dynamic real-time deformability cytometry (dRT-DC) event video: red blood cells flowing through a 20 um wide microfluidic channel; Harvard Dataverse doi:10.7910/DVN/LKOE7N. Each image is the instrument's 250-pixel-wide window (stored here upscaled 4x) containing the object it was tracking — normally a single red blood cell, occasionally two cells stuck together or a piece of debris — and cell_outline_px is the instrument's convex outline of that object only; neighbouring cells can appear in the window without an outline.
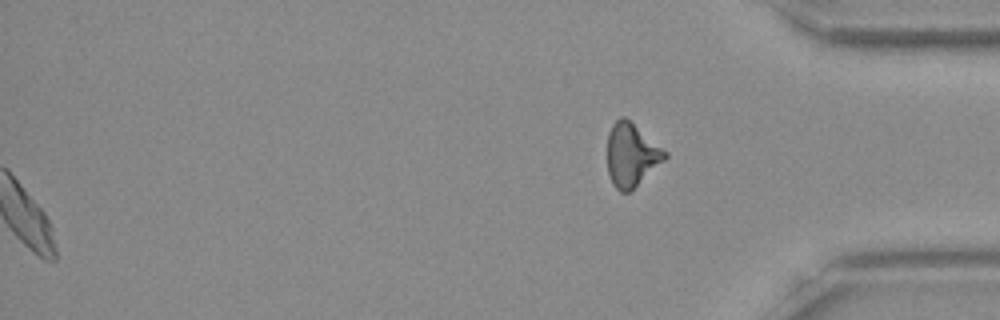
{"species": "Egyptian fruit bat (a non-hibernating species)", "species_latin": "Rousettus aegyptiacus", "temperature_condition": "room temperature", "stored_images_in_passage": 52, "segment_of_instrument_passage": [2, 2], "camera_frame_rate_fps": 3000, "um_per_image_px": 0.085, "frame": {"image": 1, "passage_image": 52, "time_ms": 17.0, "image_size_px": [1000, 320], "cell_outline_px": [[668, 156], [664, 160], [628, 192], [620, 192], [612, 184], [608, 172], [608, 132], [612, 124], [620, 116], [624, 116], [668, 152]], "centroid_in_image_um": [53.65, 13.14], "position_along_channel_um": 381.5, "area_um2": 20.87}}